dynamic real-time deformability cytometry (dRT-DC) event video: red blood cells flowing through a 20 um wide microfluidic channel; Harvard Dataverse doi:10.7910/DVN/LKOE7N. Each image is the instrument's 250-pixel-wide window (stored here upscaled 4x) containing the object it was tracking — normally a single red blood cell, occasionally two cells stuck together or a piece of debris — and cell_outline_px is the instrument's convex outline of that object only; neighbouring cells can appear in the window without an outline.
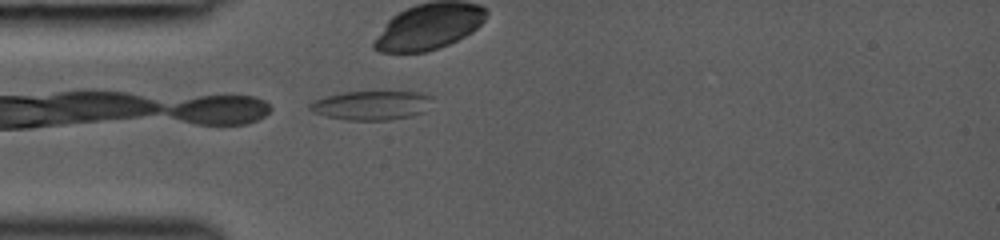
{"species": "common noctule bat (a hibernating species)", "species_latin": "Nyctalus noctula", "temperature_condition": "room temperature", "stored_images_in_passage": 29, "camera_frame_rate_fps": 3000, "um_per_image_px": 0.085, "animal": {"sex": "female", "body_mass_g": 19.0, "forearm_length_mm": 53.3}, "frame": {"image": 1, "passage_image": 1, "time_ms": 0.0, "image_size_px": [1000, 240], "cell_outline_px": [[432, 96], [424, 112], [412, 116], [392, 120], [344, 120], [312, 112], [308, 108], [308, 104], [324, 96], [344, 92], [420, 92]], "centroid_in_image_um": [31.55, 8.96], "position_along_channel_um": 53.5, "area_um2": 20.75}}
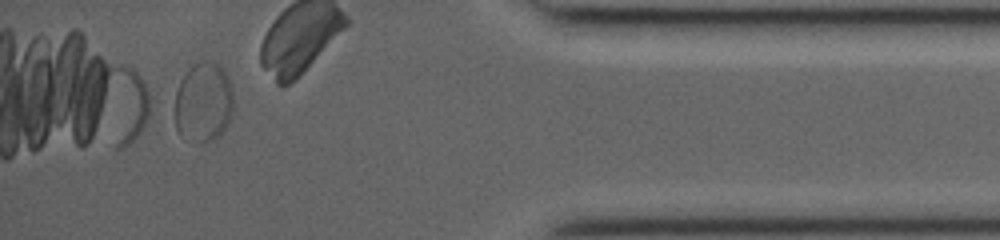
{"frame": {"image": 2, "passage_image": 29, "time_ms": 9.333, "image_size_px": [1000, 240], "cell_outline_px": [[232, 112], [220, 136], [212, 140], [200, 144], [196, 144], [180, 136], [176, 128], [176, 92], [180, 80], [188, 68], [196, 64], [220, 64], [228, 76], [232, 88]], "centroid_in_image_um": [17.28, 8.75], "position_along_channel_um": 417.9, "area_um2": 27.11}}